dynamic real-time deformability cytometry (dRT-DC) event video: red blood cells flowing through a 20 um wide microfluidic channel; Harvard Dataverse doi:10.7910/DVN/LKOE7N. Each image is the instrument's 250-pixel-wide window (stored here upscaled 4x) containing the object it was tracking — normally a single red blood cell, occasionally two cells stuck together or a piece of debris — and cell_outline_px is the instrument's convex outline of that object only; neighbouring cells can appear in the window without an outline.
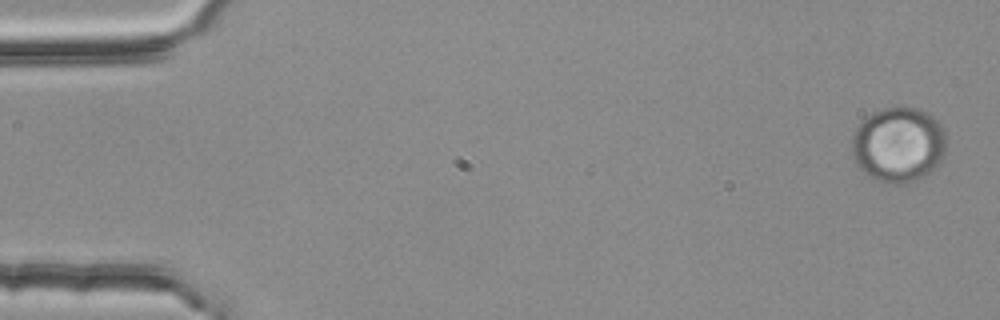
{"species": "common noctule bat (a hibernating species)", "species_latin": "Nyctalus noctula", "temperature_condition": "room temperature", "stored_images_in_passage": 3, "camera_frame_rate_fps": 3000, "um_per_image_px": 0.085, "animal": {"sex": "female", "body_mass_g": 25.1}, "frame": {"image": 1, "passage_image": 1, "time_ms": 0.0, "image_size_px": [1000, 320], "cell_outline_px": [[944, 152], [940, 160], [924, 176], [916, 180], [904, 184], [888, 184], [876, 180], [868, 176], [856, 164], [852, 156], [852, 140], [856, 128], [872, 112], [884, 108], [916, 108], [932, 116], [944, 128]], "centroid_in_image_um": [76.33, 12.32], "position_along_channel_um": 8.7, "area_um2": 40.92}}